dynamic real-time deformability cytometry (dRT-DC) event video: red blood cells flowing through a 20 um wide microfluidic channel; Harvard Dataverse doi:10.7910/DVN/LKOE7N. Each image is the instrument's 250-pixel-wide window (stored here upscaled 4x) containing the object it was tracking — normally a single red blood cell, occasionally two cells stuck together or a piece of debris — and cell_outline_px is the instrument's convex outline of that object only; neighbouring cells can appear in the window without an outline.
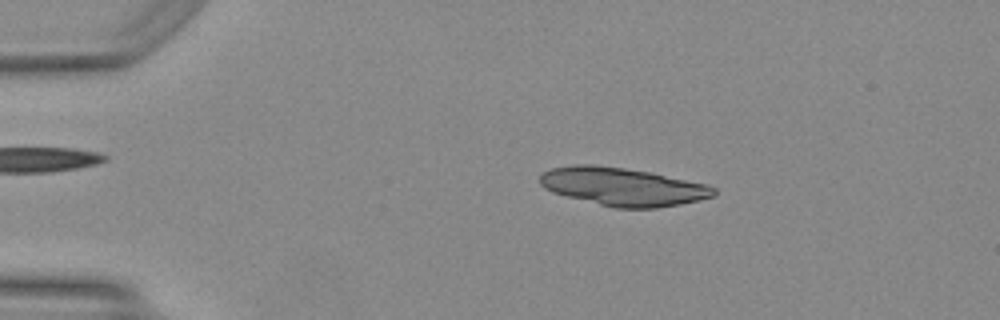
{"species": "Egyptian fruit bat (a non-hibernating species)", "species_latin": "Rousettus aegyptiacus", "temperature_condition": "warm", "stored_images_in_passage": 48, "camera_frame_rate_fps": 3000, "um_per_image_px": 0.085, "animal": {"sex": "female"}, "frame": {"image": 1, "passage_image": 9, "time_ms": 2.667, "image_size_px": [1000, 320], "cell_outline_px": [[716, 196], [680, 204], [656, 208], [616, 208], [552, 192], [544, 188], [540, 184], [540, 176], [544, 172], [552, 168], [572, 164], [596, 164], [624, 168], [648, 172], [708, 184], [716, 188]], "centroid_in_image_um": [52.95, 15.86], "position_along_channel_um": 32.1, "area_um2": 38.44}}